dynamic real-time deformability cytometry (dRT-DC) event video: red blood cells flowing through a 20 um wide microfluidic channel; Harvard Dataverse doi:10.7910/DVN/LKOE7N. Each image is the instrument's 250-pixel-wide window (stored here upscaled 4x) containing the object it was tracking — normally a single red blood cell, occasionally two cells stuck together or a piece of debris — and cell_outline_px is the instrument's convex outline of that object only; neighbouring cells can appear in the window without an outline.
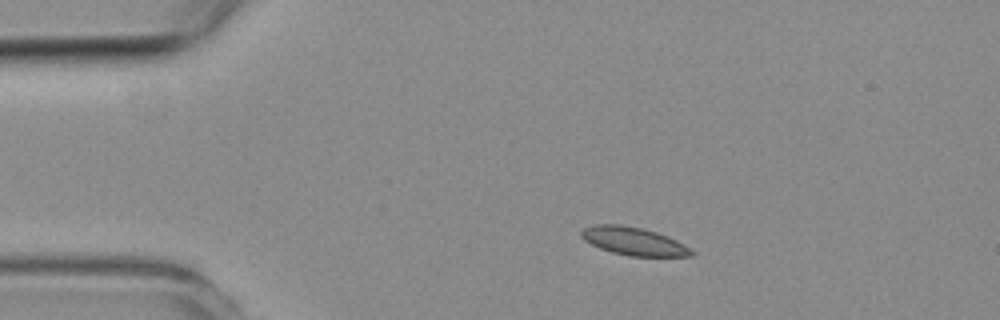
{"species": "common noctule bat (a hibernating species)", "species_latin": "Nyctalus noctula", "temperature_condition": "room temperature", "stored_images_in_passage": 3, "camera_frame_rate_fps": 3000, "um_per_image_px": 0.085, "animal": {"sex": "female", "body_mass_g": 19.3, "forearm_length_mm": 54.1}, "frame": {"image": 1, "passage_image": 1, "time_ms": 0.0, "image_size_px": [1000, 320], "cell_outline_px": [[696, 252], [692, 256], [628, 256], [612, 252], [600, 248], [584, 240], [580, 236], [580, 232], [584, 228], [596, 224], [620, 224], [640, 228], [656, 232], [668, 236], [692, 248]], "centroid_in_image_um": [53.88, 20.51], "position_along_channel_um": 31.1, "area_um2": 18.03}}
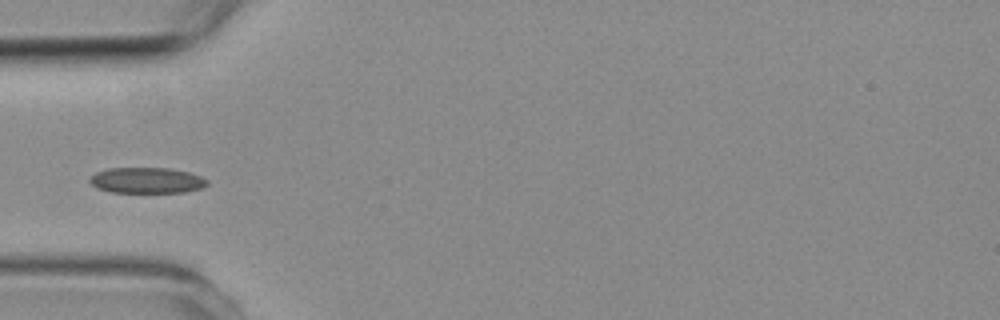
{"frame": {"image": 2, "passage_image": 3, "time_ms": 2.333, "image_size_px": [1000, 320], "cell_outline_px": [[208, 184], [200, 188], [184, 192], [112, 192], [96, 188], [88, 180], [96, 172], [108, 168], [168, 168], [188, 172], [200, 176], [208, 180]], "centroid_in_image_um": [12.46, 15.33], "position_along_channel_um": 72.5, "area_um2": 17.51}}